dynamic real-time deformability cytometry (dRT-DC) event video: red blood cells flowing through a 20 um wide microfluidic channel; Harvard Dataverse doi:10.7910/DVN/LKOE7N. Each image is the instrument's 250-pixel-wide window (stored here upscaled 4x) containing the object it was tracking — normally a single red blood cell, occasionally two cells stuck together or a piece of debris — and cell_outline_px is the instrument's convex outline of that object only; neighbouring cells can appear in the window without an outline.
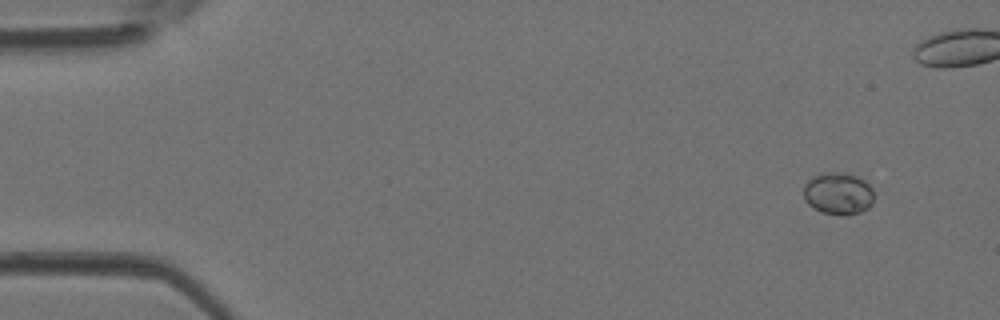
{"species": "Egyptian fruit bat (a non-hibernating species)", "species_latin": "Rousettus aegyptiacus", "temperature_condition": "room temperature", "stored_images_in_passage": 19, "camera_frame_rate_fps": 3000, "um_per_image_px": 0.085, "animal": {"sex": "female"}, "frame": {"image": 1, "passage_image": 1, "time_ms": 0.0, "image_size_px": [1000, 320], "cell_outline_px": [[872, 204], [868, 208], [860, 212], [848, 216], [844, 216], [820, 212], [808, 204], [804, 200], [804, 184], [812, 176], [832, 172], [844, 172], [856, 176], [864, 180], [872, 188]], "centroid_in_image_um": [71.23, 16.46], "position_along_channel_um": 13.8, "area_um2": 17.4}}
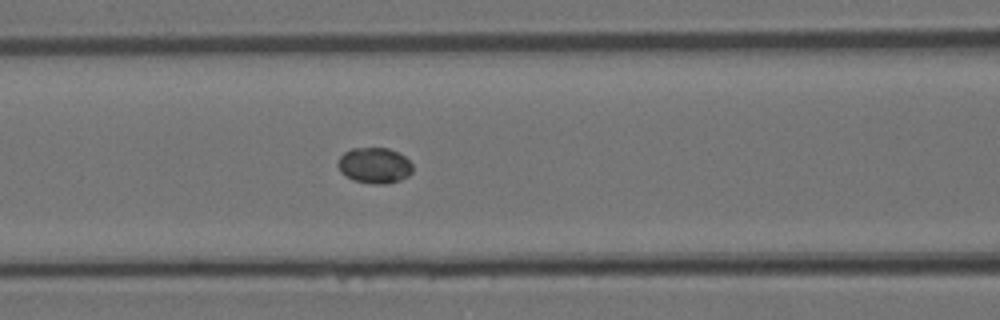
{"frame": {"image": 2, "passage_image": 16, "time_ms": 5.0, "image_size_px": [1000, 320], "cell_outline_px": [[412, 172], [408, 176], [400, 180], [384, 184], [372, 184], [352, 180], [340, 172], [336, 164], [340, 156], [344, 152], [352, 148], [388, 148], [404, 156], [412, 164]], "centroid_in_image_um": [31.8, 14.07], "position_along_channel_um": 134.8, "area_um2": 15.66}}
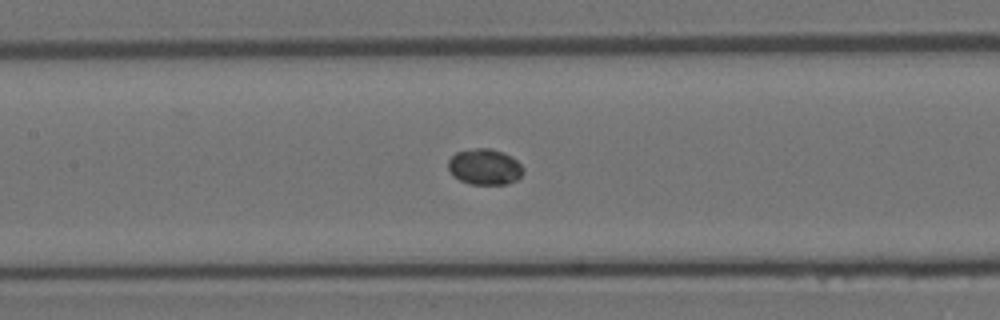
{"frame": {"image": 3, "passage_image": 18, "time_ms": 5.667, "image_size_px": [1000, 320], "cell_outline_px": [[524, 172], [516, 180], [508, 184], [468, 184], [460, 180], [448, 168], [448, 160], [456, 152], [476, 148], [492, 148], [504, 152], [512, 156], [524, 168]], "centroid_in_image_um": [41.23, 14.17], "position_along_channel_um": 166.2, "area_um2": 15.72}}